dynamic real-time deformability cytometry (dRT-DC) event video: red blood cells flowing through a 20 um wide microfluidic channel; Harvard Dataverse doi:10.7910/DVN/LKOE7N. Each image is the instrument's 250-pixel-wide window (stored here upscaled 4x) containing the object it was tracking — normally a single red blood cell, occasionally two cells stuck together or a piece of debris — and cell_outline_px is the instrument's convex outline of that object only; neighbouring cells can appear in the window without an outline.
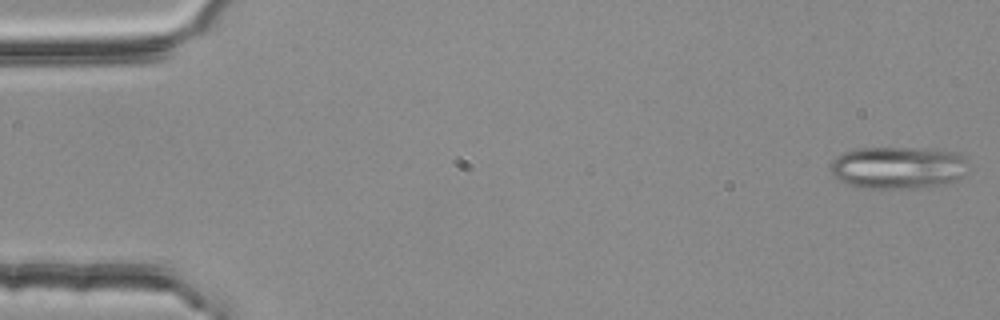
{"species": "common noctule bat (a hibernating species)", "species_latin": "Nyctalus noctula", "temperature_condition": "room temperature", "stored_images_in_passage": 54, "segment_of_instrument_passage": [1, 2], "camera_frame_rate_fps": 3000, "um_per_image_px": 0.085, "animal": {"sex": "female", "body_mass_g": 25.1}, "frame": {"image": 1, "passage_image": 1, "time_ms": 0.0, "image_size_px": [1000, 320], "cell_outline_px": [[968, 172], [964, 176], [956, 180], [936, 184], [912, 188], [868, 188], [848, 184], [832, 176], [832, 160], [836, 156], [844, 152], [856, 148], [924, 148], [956, 152], [964, 160]], "centroid_in_image_um": [76.31, 14.23], "position_along_channel_um": 8.7, "area_um2": 33.64}}